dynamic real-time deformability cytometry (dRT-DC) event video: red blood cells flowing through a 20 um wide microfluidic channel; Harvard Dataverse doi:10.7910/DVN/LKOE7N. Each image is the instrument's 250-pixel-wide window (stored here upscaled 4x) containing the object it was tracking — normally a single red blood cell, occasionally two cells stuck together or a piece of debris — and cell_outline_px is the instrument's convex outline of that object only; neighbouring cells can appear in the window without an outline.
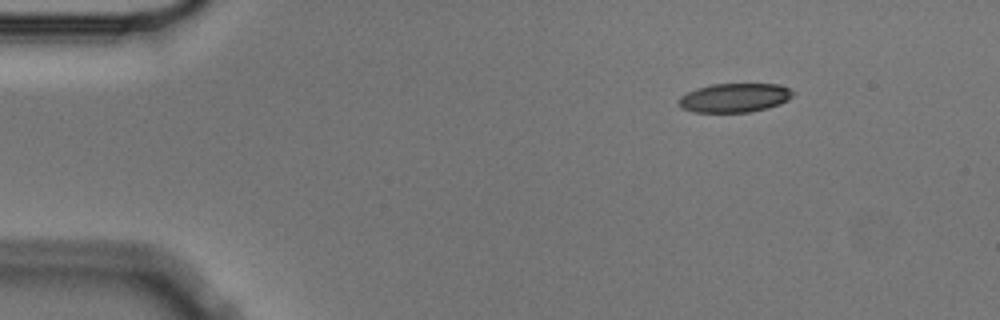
{"species": "Egyptian fruit bat (a non-hibernating species)", "species_latin": "Rousettus aegyptiacus", "temperature_condition": "cold", "stored_images_in_passage": 49, "camera_frame_rate_fps": 3000, "um_per_image_px": 0.085, "animal": {"sex": "male"}, "frame": {"image": 1, "passage_image": 1, "time_ms": 0.0, "image_size_px": [1000, 320], "cell_outline_px": [[796, 92], [788, 100], [780, 104], [768, 108], [748, 112], [692, 112], [680, 108], [676, 100], [680, 96], [696, 88], [712, 84], [780, 84]], "centroid_in_image_um": [62.42, 8.31], "position_along_channel_um": 22.6, "area_um2": 19.54}}
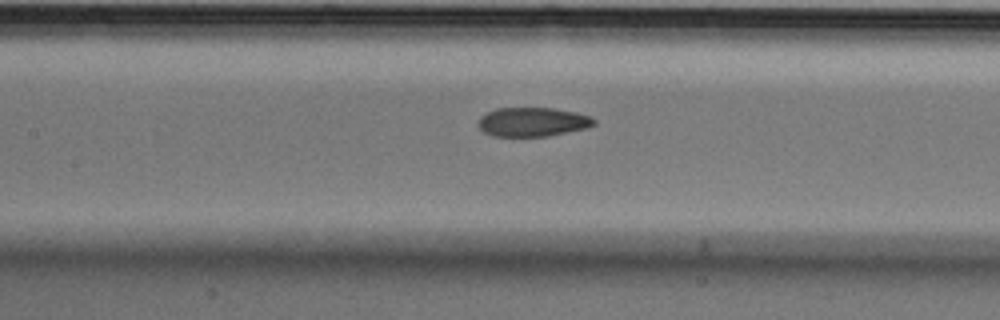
{"frame": {"image": 2, "passage_image": 19, "time_ms": 6.0, "image_size_px": [1000, 320], "cell_outline_px": [[596, 124], [588, 128], [548, 136], [492, 136], [484, 132], [476, 124], [480, 116], [484, 112], [496, 108], [556, 108], [576, 112], [592, 116], [596, 120]], "centroid_in_image_um": [45.27, 10.35], "position_along_channel_um": 162.1, "area_um2": 20.0}}
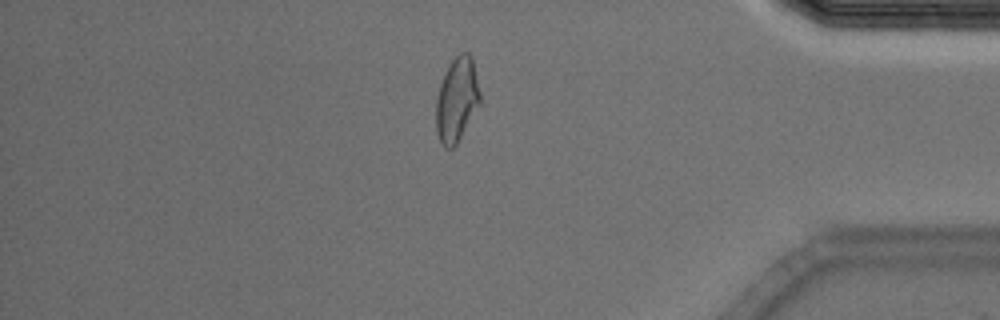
{"frame": {"image": 3, "passage_image": 41, "time_ms": 13.333, "image_size_px": [1000, 320], "cell_outline_px": [[480, 104], [456, 144], [452, 148], [444, 148], [436, 132], [436, 100], [440, 84], [444, 72], [452, 60], [460, 52], [468, 52], [472, 56], [480, 92]], "centroid_in_image_um": [38.83, 8.45], "position_along_channel_um": 396.4, "area_um2": 21.56}, "authors_computed_cell_mechanics": {"area_um2": 20.9814, "velocity_mm_per_s": 3.5965, "shape_relaxation_time_tau1_ms": 8.4966, "shape_relaxation_time_tau2_ms": 2.2517, "deformation_change_tau1": 0.2045, "deformation_change_tau2": 0.0769}}